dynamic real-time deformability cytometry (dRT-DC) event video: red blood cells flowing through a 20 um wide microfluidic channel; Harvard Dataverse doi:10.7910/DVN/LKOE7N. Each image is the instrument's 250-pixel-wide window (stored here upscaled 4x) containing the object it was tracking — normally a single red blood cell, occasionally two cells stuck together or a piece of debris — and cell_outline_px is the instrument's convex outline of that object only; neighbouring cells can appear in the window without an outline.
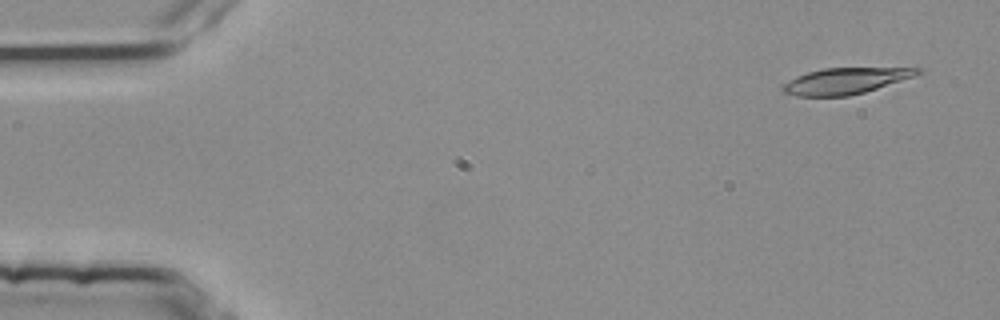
{"species": "common noctule bat (a hibernating species)", "species_latin": "Nyctalus noctula", "temperature_condition": "room temperature", "stored_images_in_passage": 54, "camera_frame_rate_fps": 3000, "um_per_image_px": 0.085, "animal": {"sex": "female", "body_mass_g": 25.1}, "frame": {"image": 1, "passage_image": 3, "time_ms": 0.667, "image_size_px": [1000, 320], "cell_outline_px": [[924, 72], [864, 92], [848, 96], [796, 96], [784, 92], [780, 88], [788, 80], [796, 76], [808, 72], [824, 68], [920, 68]], "centroid_in_image_um": [71.8, 6.88], "position_along_channel_um": 13.2, "area_um2": 20.17}}
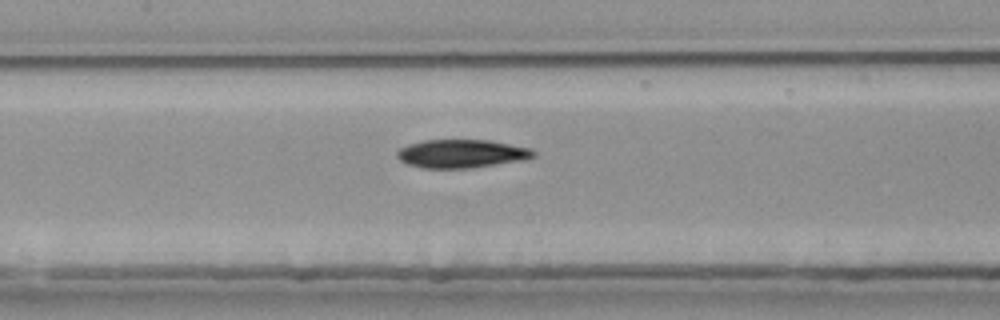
{"frame": {"image": 2, "passage_image": 25, "time_ms": 8.0, "image_size_px": [1000, 320], "cell_outline_px": [[536, 156], [520, 160], [468, 168], [420, 168], [408, 164], [400, 160], [396, 156], [396, 152], [400, 148], [408, 144], [424, 140], [488, 140], [528, 148], [536, 152]], "centroid_in_image_um": [39.16, 13.06], "position_along_channel_um": 168.2, "area_um2": 22.25}}
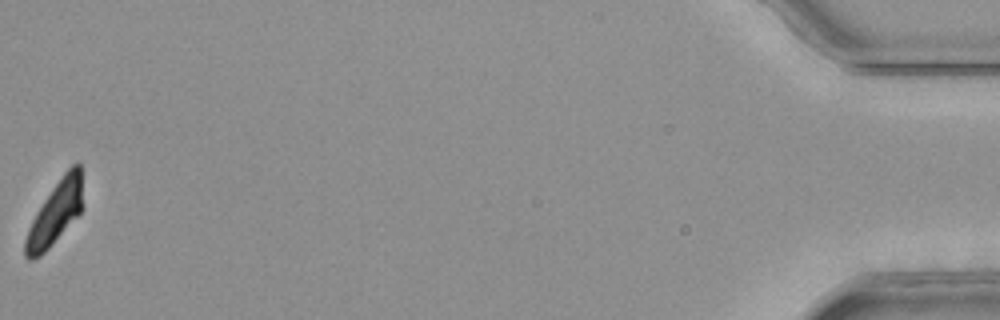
{"frame": {"image": 3, "passage_image": 54, "time_ms": 17.667, "image_size_px": [1000, 320], "cell_outline_px": [[84, 204], [80, 212], [48, 248], [40, 256], [32, 260], [28, 260], [24, 256], [24, 240], [28, 228], [36, 212], [52, 188], [64, 172], [76, 160], [80, 164]], "centroid_in_image_um": [4.7, 18.08], "position_along_channel_um": 430.5, "area_um2": 21.04}, "authors_computed_cell_mechanics": {"area_um2": 22.2819, "velocity_mm_per_s": 3.778, "shape_relaxation_time_tau1_ms": 9.4849, "shape_relaxation_time_tau2_ms": 3.6651, "deformation_change_tau1": 0.2348, "deformation_change_tau2": 0.0919}}